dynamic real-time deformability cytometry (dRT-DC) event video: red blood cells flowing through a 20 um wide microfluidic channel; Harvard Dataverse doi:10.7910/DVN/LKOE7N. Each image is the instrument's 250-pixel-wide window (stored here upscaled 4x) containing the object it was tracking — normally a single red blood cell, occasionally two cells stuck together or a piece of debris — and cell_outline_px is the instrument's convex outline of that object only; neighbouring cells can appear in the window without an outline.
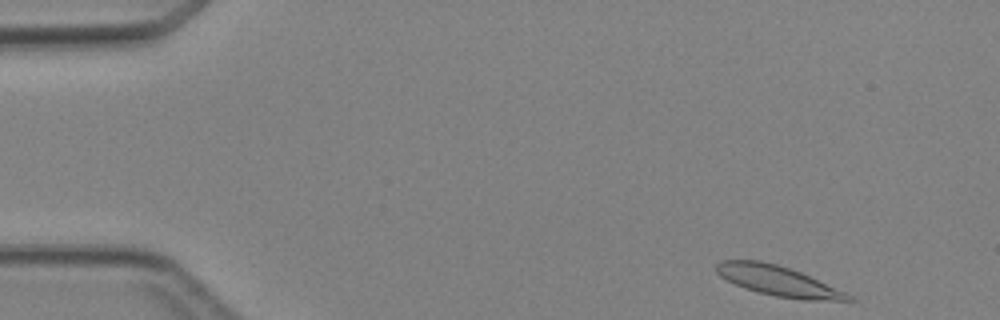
{"species": "Egyptian fruit bat (a non-hibernating species)", "species_latin": "Rousettus aegyptiacus", "temperature_condition": "cold", "stored_images_in_passage": 5, "camera_frame_rate_fps": 3000, "um_per_image_px": 0.085, "animal": {"sex": "female"}, "frame": {"image": 1, "passage_image": 1, "time_ms": 0.0, "image_size_px": [1000, 320], "cell_outline_px": [[856, 300], [804, 300], [776, 296], [744, 288], [720, 276], [716, 272], [716, 264], [720, 260], [760, 260], [776, 264], [800, 272], [844, 292], [852, 296]], "centroid_in_image_um": [66.09, 23.86], "position_along_channel_um": 18.9, "area_um2": 22.6}}
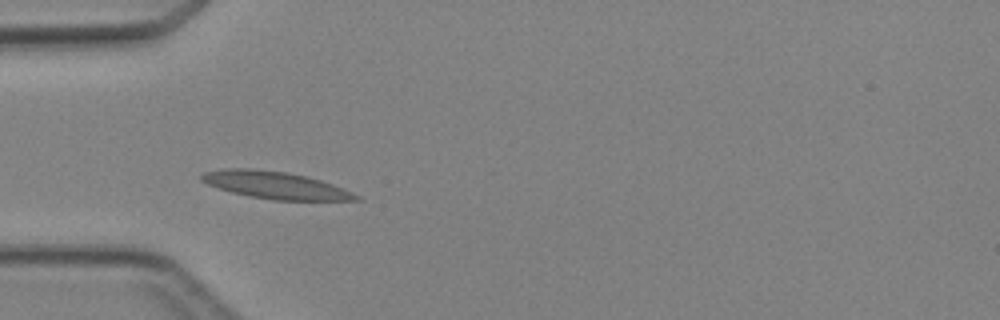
{"frame": {"image": 2, "passage_image": 4, "time_ms": 3.333, "image_size_px": [1000, 320], "cell_outline_px": [[364, 200], [272, 200], [248, 196], [232, 192], [208, 184], [200, 180], [200, 176], [204, 172], [224, 168], [248, 168], [288, 172], [308, 176], [344, 188], [360, 196]], "centroid_in_image_um": [23.42, 15.73], "position_along_channel_um": 61.6, "area_um2": 24.57}}
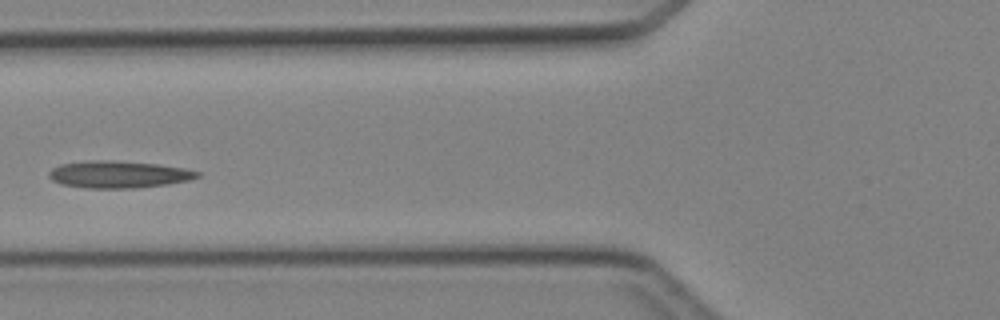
{"frame": {"image": 3, "passage_image": 5, "time_ms": 4.667, "image_size_px": [1000, 320], "cell_outline_px": [[200, 176], [188, 180], [168, 184], [136, 188], [88, 188], [60, 184], [52, 180], [48, 176], [48, 172], [52, 168], [60, 164], [84, 160], [112, 160], [160, 164], [184, 168], [200, 172]], "centroid_in_image_um": [10.05, 14.81], "position_along_channel_um": 115.8, "area_um2": 23.64}}